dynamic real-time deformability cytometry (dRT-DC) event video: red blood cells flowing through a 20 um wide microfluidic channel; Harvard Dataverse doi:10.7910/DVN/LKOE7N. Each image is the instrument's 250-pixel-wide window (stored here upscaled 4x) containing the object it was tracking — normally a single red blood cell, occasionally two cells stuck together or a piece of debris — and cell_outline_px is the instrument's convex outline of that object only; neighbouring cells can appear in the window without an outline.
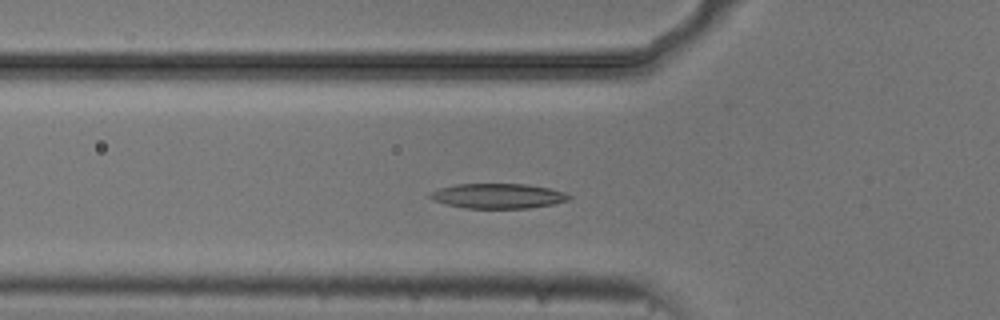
{"species": "common noctule bat (a hibernating species)", "species_latin": "Nyctalus noctula", "temperature_condition": "cold", "stored_images_in_passage": 52, "camera_frame_rate_fps": 3000, "um_per_image_px": 0.085, "animal": {"sex": "male", "body_mass_g": 20.5, "forearm_length_mm": 52.5}, "frame": {"image": 1, "passage_image": 16, "time_ms": 5.0, "image_size_px": [1000, 320], "cell_outline_px": [[572, 196], [568, 200], [552, 204], [528, 208], [464, 208], [432, 200], [428, 196], [432, 192], [440, 188], [456, 184], [528, 184], [548, 188], [564, 192]], "centroid_in_image_um": [42.33, 16.65], "position_along_channel_um": 83.5, "area_um2": 20.0}}
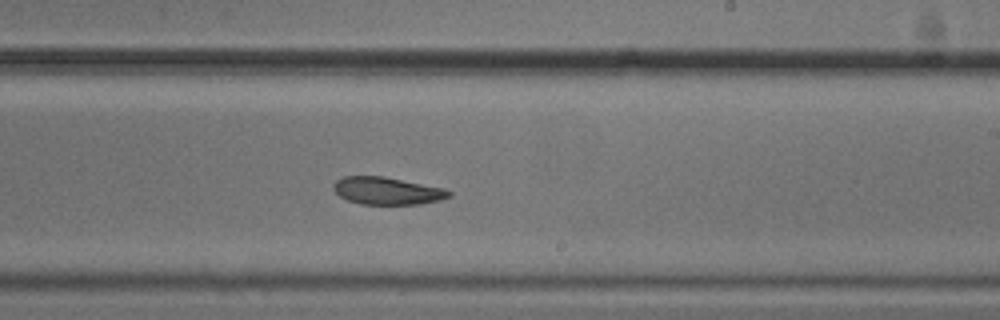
{"frame": {"image": 2, "passage_image": 30, "time_ms": 9.667, "image_size_px": [1000, 320], "cell_outline_px": [[452, 196], [440, 200], [420, 204], [360, 204], [348, 200], [340, 196], [332, 188], [332, 184], [336, 180], [344, 176], [384, 176], [444, 188], [452, 192]], "centroid_in_image_um": [32.91, 16.22], "position_along_channel_um": 256.1, "area_um2": 18.55}}
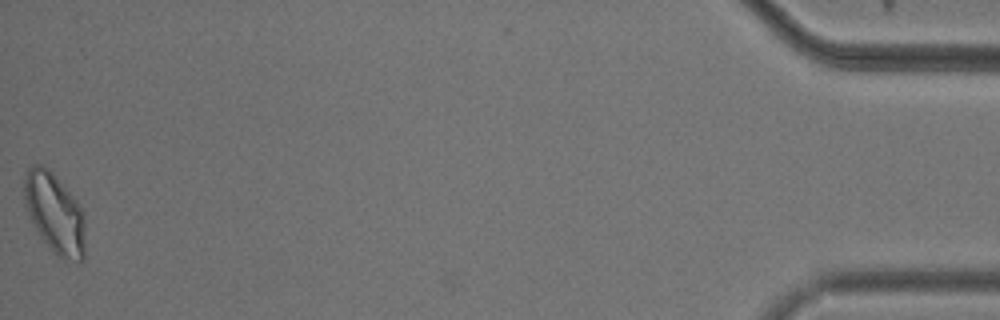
{"frame": {"image": 3, "passage_image": 52, "time_ms": 17.0, "image_size_px": [1000, 320], "cell_outline_px": [[84, 260], [80, 264], [64, 260], [40, 236], [28, 212], [24, 196], [24, 180], [28, 168], [32, 164], [40, 164], [48, 168], [52, 172], [76, 200], [84, 212]], "centroid_in_image_um": [4.68, 18.13], "position_along_channel_um": 430.5, "area_um2": 28.21}, "authors_computed_cell_mechanics": {"area_um2": 20.4901, "velocity_mm_per_s": 3.6888, "shape_relaxation_time_tau1_ms": 4.2089, "shape_relaxation_time_tau2_ms": 6.5784, "deformation_change_tau1": 0.1157, "deformation_change_tau2": 0.1298}}